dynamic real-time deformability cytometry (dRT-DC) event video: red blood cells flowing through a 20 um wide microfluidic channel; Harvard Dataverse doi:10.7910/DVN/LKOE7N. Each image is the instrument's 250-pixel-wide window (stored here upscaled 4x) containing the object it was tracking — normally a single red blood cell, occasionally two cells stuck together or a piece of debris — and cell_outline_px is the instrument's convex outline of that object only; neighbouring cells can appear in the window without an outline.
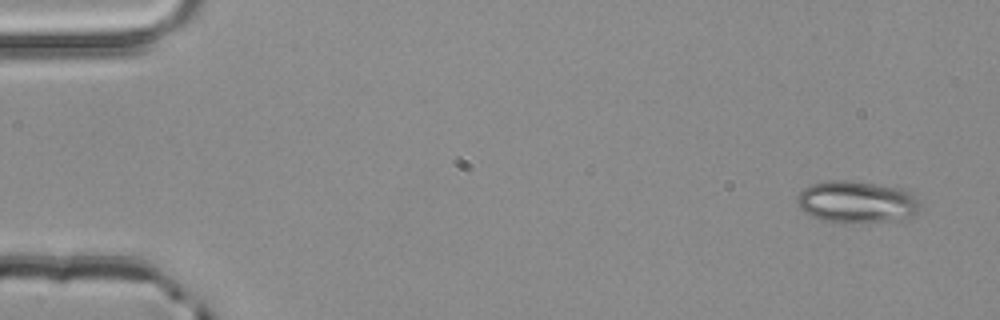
{"species": "common noctule bat (a hibernating species)", "species_latin": "Nyctalus noctula", "temperature_condition": "room temperature", "stored_images_in_passage": 4, "camera_frame_rate_fps": 3000, "um_per_image_px": 0.085, "animal": {"sex": "male", "body_mass_g": 20.4}, "frame": {"image": 1, "passage_image": 1, "time_ms": 0.0, "image_size_px": [1000, 320], "cell_outline_px": [[916, 212], [900, 220], [848, 224], [820, 220], [804, 212], [800, 208], [796, 200], [796, 196], [804, 188], [812, 184], [832, 180], [844, 180], [904, 188], [916, 192]], "centroid_in_image_um": [72.79, 17.18], "position_along_channel_um": 12.2, "area_um2": 30.23}}